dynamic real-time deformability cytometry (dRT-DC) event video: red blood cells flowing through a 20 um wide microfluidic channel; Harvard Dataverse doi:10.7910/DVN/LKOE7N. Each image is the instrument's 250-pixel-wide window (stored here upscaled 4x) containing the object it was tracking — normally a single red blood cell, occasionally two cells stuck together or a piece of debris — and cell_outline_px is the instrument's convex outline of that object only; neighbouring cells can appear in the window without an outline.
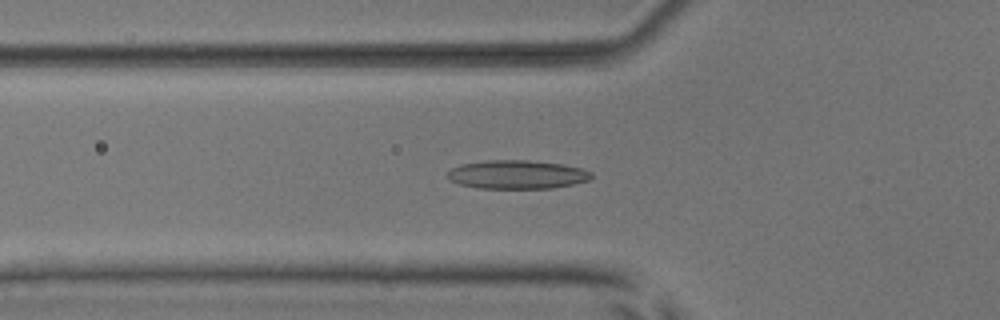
{"species": "common noctule bat (a hibernating species)", "species_latin": "Nyctalus noctula", "temperature_condition": "room temperature", "stored_images_in_passage": 53, "camera_frame_rate_fps": 3000, "um_per_image_px": 0.085, "animal": {"sex": "male", "body_mass_g": 17.9, "forearm_length_mm": 54.2}, "frame": {"image": 1, "passage_image": 19, "time_ms": 6.0, "image_size_px": [1000, 320], "cell_outline_px": [[592, 176], [588, 180], [572, 184], [552, 188], [480, 188], [460, 184], [452, 180], [448, 176], [448, 172], [452, 168], [460, 164], [488, 160], [524, 160], [564, 164], [580, 168], [592, 172]], "centroid_in_image_um": [43.96, 14.83], "position_along_channel_um": 81.8, "area_um2": 23.76}}
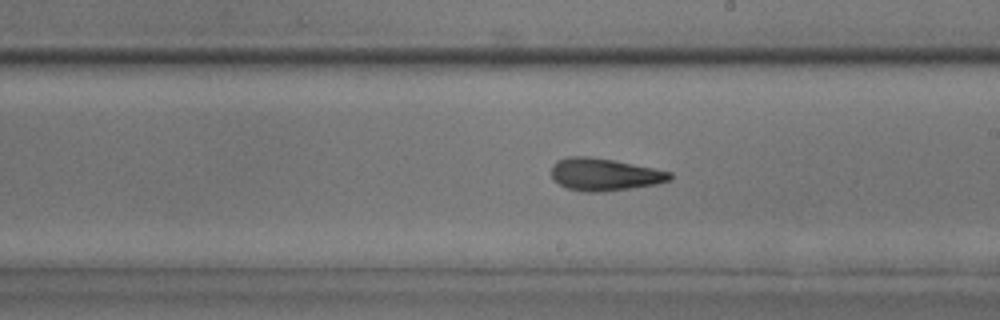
{"frame": {"image": 2, "passage_image": 31, "time_ms": 10.0, "image_size_px": [1000, 320], "cell_outline_px": [[672, 180], [656, 184], [600, 192], [584, 192], [568, 188], [552, 180], [552, 164], [556, 160], [568, 156], [588, 156], [612, 160], [672, 172]], "centroid_in_image_um": [51.34, 14.82], "position_along_channel_um": 237.7, "area_um2": 22.25}}
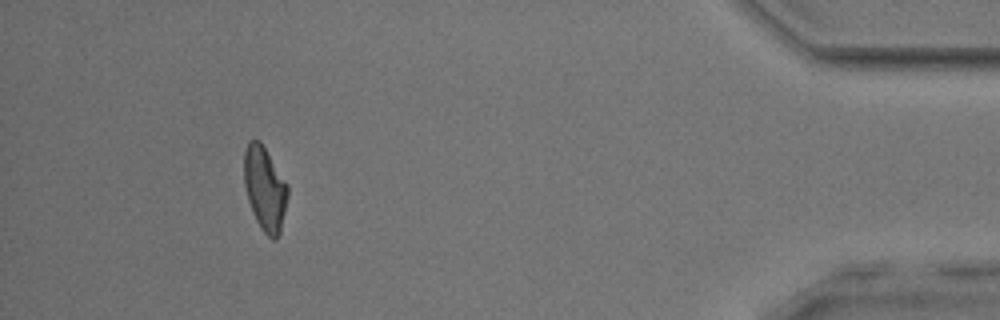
{"frame": {"image": 3, "passage_image": 49, "time_ms": 16.0, "image_size_px": [1000, 320], "cell_outline_px": [[288, 196], [280, 232], [276, 240], [272, 240], [260, 228], [252, 212], [248, 200], [244, 184], [244, 152], [248, 140], [260, 140], [288, 184]], "centroid_in_image_um": [22.51, 16.03], "position_along_channel_um": 412.7, "area_um2": 21.5}, "authors_computed_cell_mechanics": {"area_um2": 21.964, "velocity_mm_per_s": 3.8941, "shape_relaxation_time_tau1_ms": null, "shape_relaxation_time_tau2_ms": 3.1433, "deformation_change_tau1": null, "deformation_change_tau2": 0.1194}}